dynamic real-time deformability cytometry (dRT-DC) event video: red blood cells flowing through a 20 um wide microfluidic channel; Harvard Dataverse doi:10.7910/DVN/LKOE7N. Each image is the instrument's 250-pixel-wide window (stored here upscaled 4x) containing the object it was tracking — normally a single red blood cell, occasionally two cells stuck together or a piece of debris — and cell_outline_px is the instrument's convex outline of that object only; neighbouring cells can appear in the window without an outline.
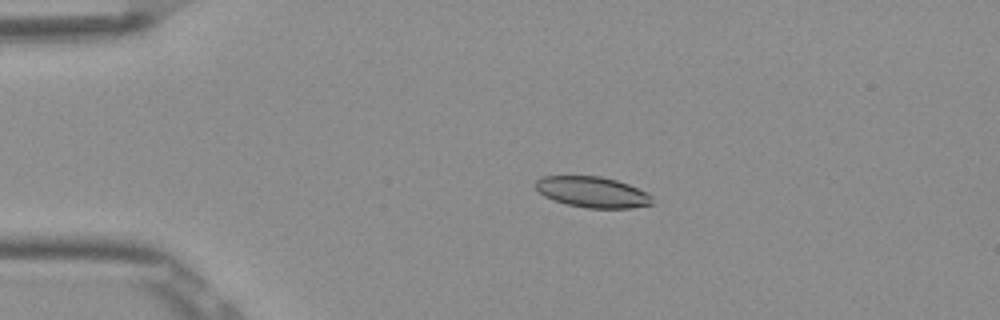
{"species": "Egyptian fruit bat (a non-hibernating species)", "species_latin": "Rousettus aegyptiacus", "temperature_condition": "room temperature", "stored_images_in_passage": 4, "camera_frame_rate_fps": 3000, "um_per_image_px": 0.085, "frame": {"image": 1, "passage_image": 3, "time_ms": 0.667, "image_size_px": [1000, 320], "cell_outline_px": [[656, 204], [632, 208], [588, 208], [568, 204], [552, 200], [544, 196], [536, 188], [536, 180], [540, 176], [600, 176], [616, 180], [628, 184], [648, 192], [652, 196]], "centroid_in_image_um": [50.41, 16.33], "position_along_channel_um": 34.6, "area_um2": 21.15}}